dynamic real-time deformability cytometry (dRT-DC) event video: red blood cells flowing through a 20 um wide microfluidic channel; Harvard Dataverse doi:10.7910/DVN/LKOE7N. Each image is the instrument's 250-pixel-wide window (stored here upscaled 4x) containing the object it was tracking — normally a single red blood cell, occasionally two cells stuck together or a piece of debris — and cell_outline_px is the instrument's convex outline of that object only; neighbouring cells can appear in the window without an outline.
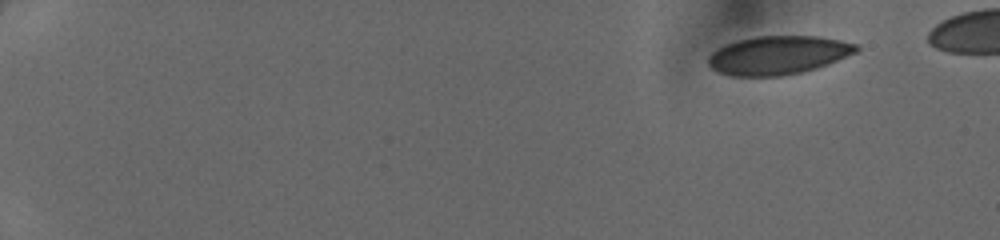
{"species": "human", "species_latin": "Homo sapiens", "temperature_condition": "cold", "stored_images_in_passage": 47, "segment_of_instrument_passage": [1, 2], "camera_frame_rate_fps": 3000, "um_per_image_px": 0.085, "donor": {"sex": "female"}, "frame": {"image": 1, "passage_image": 1, "time_ms": 0.0, "image_size_px": [1000, 240], "cell_outline_px": [[860, 48], [856, 52], [828, 64], [816, 68], [800, 72], [780, 76], [732, 76], [720, 72], [712, 68], [708, 64], [708, 56], [712, 52], [724, 44], [736, 40], [756, 36], [816, 36], [840, 40], [860, 44]], "centroid_in_image_um": [66.14, 4.68], "position_along_channel_um": 18.9, "area_um2": 33.29}}
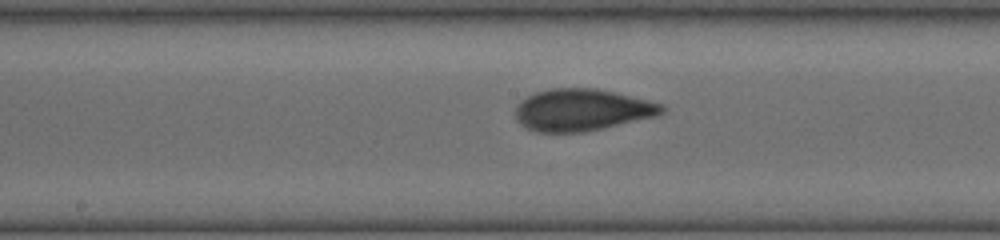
{"frame": {"image": 2, "passage_image": 25, "time_ms": 8.0, "image_size_px": [1000, 240], "cell_outline_px": [[664, 112], [656, 116], [584, 132], [540, 132], [528, 128], [520, 124], [516, 120], [516, 104], [520, 100], [536, 92], [552, 88], [596, 88], [664, 104]], "centroid_in_image_um": [49.44, 9.34], "position_along_channel_um": 198.8, "area_um2": 35.55}}
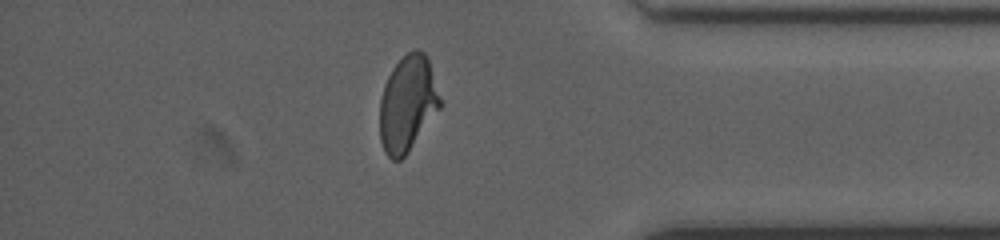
{"frame": {"image": 3, "passage_image": 40, "time_ms": 13.0, "image_size_px": [1000, 240], "cell_outline_px": [[440, 108], [408, 152], [400, 160], [392, 160], [384, 152], [380, 140], [380, 100], [384, 84], [392, 68], [408, 52], [416, 48], [424, 52], [428, 56], [440, 100]], "centroid_in_image_um": [34.63, 8.81], "position_along_channel_um": 400.6, "area_um2": 33.47}}